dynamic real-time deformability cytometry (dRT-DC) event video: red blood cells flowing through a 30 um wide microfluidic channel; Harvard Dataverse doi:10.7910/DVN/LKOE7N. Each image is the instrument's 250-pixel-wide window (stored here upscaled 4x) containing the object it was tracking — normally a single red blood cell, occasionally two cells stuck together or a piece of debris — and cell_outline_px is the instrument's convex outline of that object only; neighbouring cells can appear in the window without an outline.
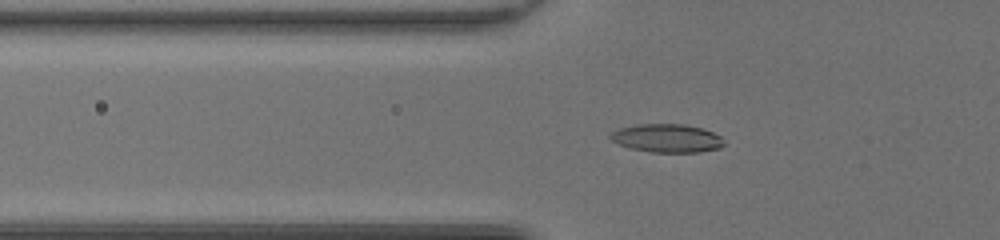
{"species": "common noctule bat (a hibernating species)", "species_latin": "Nyctalus noctula", "temperature_condition": "room temperature", "stored_images_in_passage": 54, "camera_frame_rate_fps": 3000, "um_per_image_px": 0.085, "animal": {"sex": "female", "body_mass_g": 20.0, "forearm_length_mm": 54.0}, "frame": {"image": 1, "passage_image": 22, "time_ms": 7.0, "image_size_px": [1000, 240], "cell_outline_px": [[724, 144], [720, 148], [700, 152], [652, 152], [632, 148], [620, 144], [612, 140], [608, 136], [612, 132], [620, 128], [636, 124], [684, 124], [700, 128], [712, 132], [720, 136]], "centroid_in_image_um": [56.69, 11.74], "position_along_channel_um": 69.1, "area_um2": 18.55}}
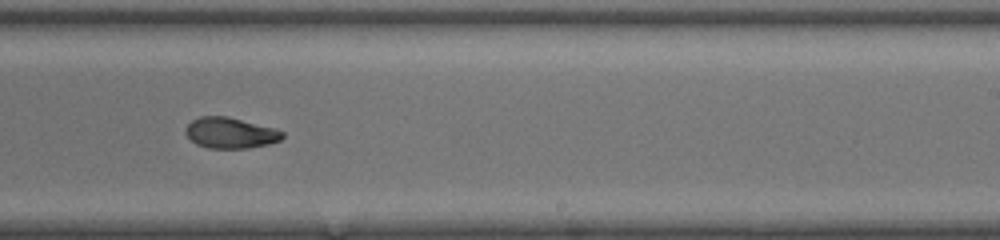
{"frame": {"image": 2, "passage_image": 37, "time_ms": 12.0, "image_size_px": [1000, 240], "cell_outline_px": [[284, 136], [280, 140], [268, 144], [248, 148], [208, 148], [196, 144], [184, 132], [184, 128], [192, 120], [200, 116], [228, 116], [276, 128], [284, 132]], "centroid_in_image_um": [19.58, 11.29], "position_along_channel_um": 269.4, "area_um2": 17.51}}
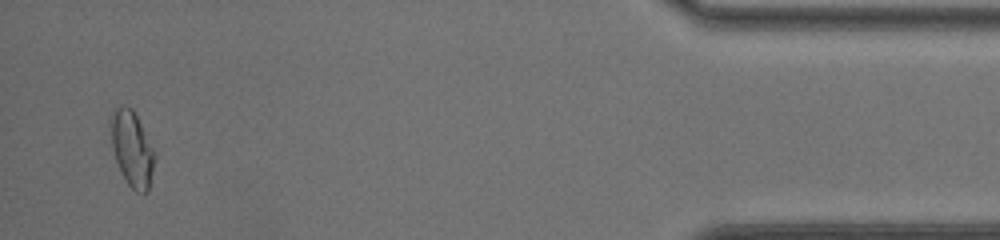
{"frame": {"image": 3, "passage_image": 53, "time_ms": 17.333, "image_size_px": [1000, 240], "cell_outline_px": [[156, 156], [148, 192], [136, 192], [128, 184], [120, 172], [112, 148], [108, 116], [112, 108], [120, 104], [124, 104], [132, 108], [156, 152]], "centroid_in_image_um": [11.19, 12.58], "position_along_channel_um": 424.0, "area_um2": 19.88}, "authors_computed_cell_mechanics": {"area_um2": 18.207, "velocity_mm_per_s": 4.092, "shape_relaxation_time_tau1_ms": 6.5605, "shape_relaxation_time_tau2_ms": 3.1164, "deformation_change_tau1": 0.1741, "deformation_change_tau2": 0.0783}}